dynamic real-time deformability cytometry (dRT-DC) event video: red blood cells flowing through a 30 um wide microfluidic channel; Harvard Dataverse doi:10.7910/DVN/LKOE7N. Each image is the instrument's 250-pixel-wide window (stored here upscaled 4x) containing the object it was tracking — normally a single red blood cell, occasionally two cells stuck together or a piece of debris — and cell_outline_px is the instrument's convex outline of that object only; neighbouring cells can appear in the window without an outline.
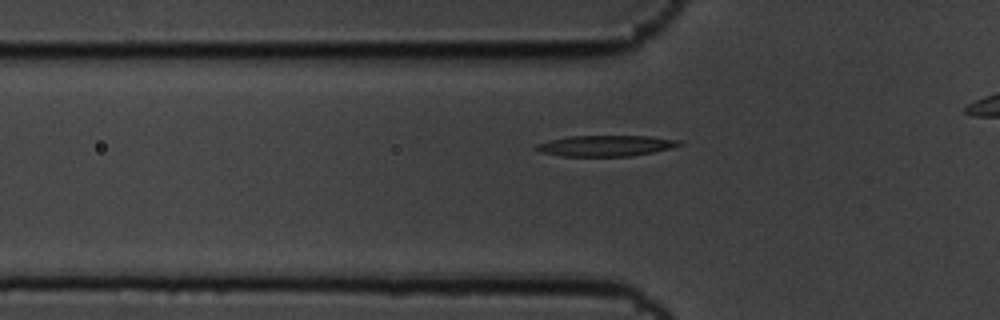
{"species": "common noctule bat (a hibernating species)", "species_latin": "Nyctalus noctula", "temperature_condition": "cold", "stored_images_in_passage": 43, "segment_of_instrument_passage": [1, 2], "camera_frame_rate_fps": 3000, "um_per_image_px": 0.085, "animal": {"sex": "male", "body_mass_g": 19.5, "forearm_length_mm": 54.6}, "frame": {"image": 1, "passage_image": 14, "time_ms": 4.333, "image_size_px": [1000, 320], "cell_outline_px": [[684, 144], [652, 152], [628, 156], [564, 156], [540, 152], [532, 148], [536, 144], [568, 136], [652, 136], [680, 140]], "centroid_in_image_um": [51.47, 12.38], "position_along_channel_um": 74.3, "area_um2": 17.28}}
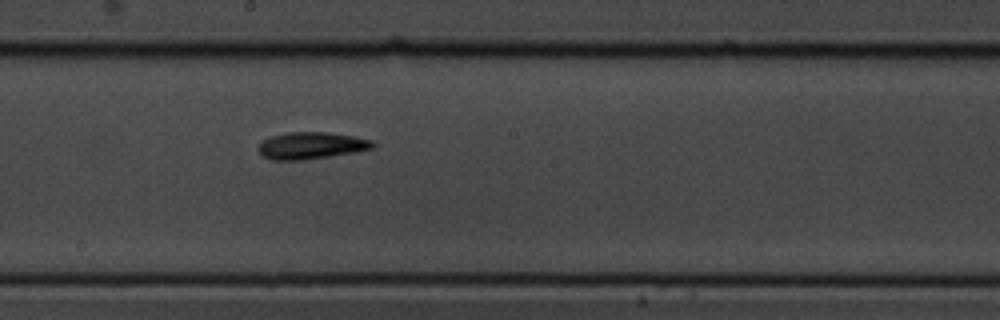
{"frame": {"image": 2, "passage_image": 27, "time_ms": 8.667, "image_size_px": [1000, 320], "cell_outline_px": [[376, 144], [372, 148], [356, 152], [304, 160], [272, 160], [260, 156], [256, 148], [260, 140], [272, 136], [288, 132], [324, 132], [352, 136], [372, 140]], "centroid_in_image_um": [26.37, 12.38], "position_along_channel_um": 221.8, "area_um2": 18.15}}
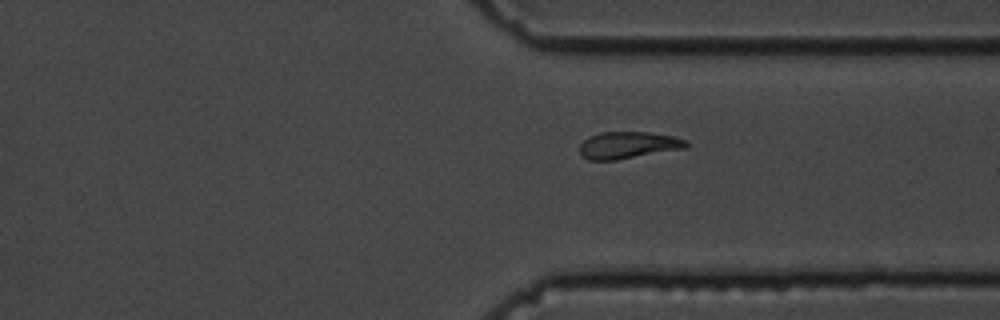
{"frame": {"image": 3, "passage_image": 39, "time_ms": 12.667, "image_size_px": [1000, 320], "cell_outline_px": [[688, 148], [616, 160], [588, 160], [580, 156], [580, 144], [588, 136], [600, 132], [648, 132], [672, 136], [688, 140]], "centroid_in_image_um": [53.39, 12.34], "position_along_channel_um": 358.0, "area_um2": 16.94}}